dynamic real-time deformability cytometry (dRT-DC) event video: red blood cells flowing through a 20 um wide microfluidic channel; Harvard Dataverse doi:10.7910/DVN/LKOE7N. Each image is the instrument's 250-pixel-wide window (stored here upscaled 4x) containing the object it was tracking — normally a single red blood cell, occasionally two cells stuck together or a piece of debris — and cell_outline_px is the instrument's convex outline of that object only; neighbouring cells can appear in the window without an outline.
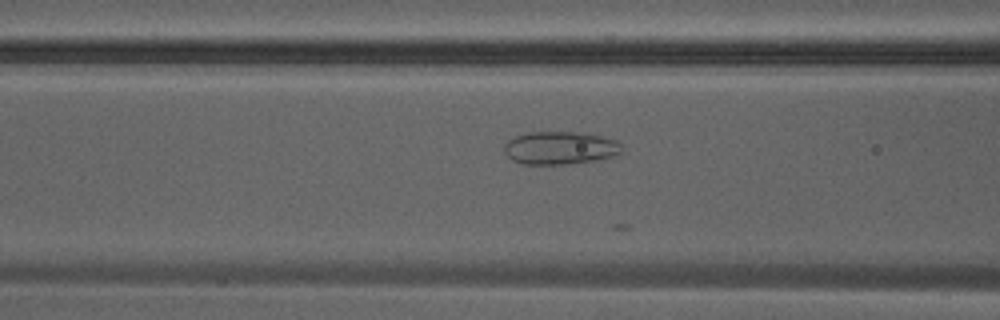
{"species": "Egyptian fruit bat (a non-hibernating species)", "species_latin": "Rousettus aegyptiacus", "temperature_condition": "warm", "stored_images_in_passage": 8, "camera_frame_rate_fps": 3000, "um_per_image_px": 0.085, "animal": {"sex": "male"}, "frame": {"image": 1, "passage_image": 5, "time_ms": 1.333, "image_size_px": [1000, 320], "cell_outline_px": [[620, 152], [612, 156], [596, 160], [564, 164], [524, 164], [512, 160], [504, 152], [504, 144], [508, 140], [516, 136], [528, 132], [576, 132], [600, 136], [616, 140], [620, 144]], "centroid_in_image_um": [47.55, 12.57], "position_along_channel_um": 119.0, "area_um2": 22.31}}